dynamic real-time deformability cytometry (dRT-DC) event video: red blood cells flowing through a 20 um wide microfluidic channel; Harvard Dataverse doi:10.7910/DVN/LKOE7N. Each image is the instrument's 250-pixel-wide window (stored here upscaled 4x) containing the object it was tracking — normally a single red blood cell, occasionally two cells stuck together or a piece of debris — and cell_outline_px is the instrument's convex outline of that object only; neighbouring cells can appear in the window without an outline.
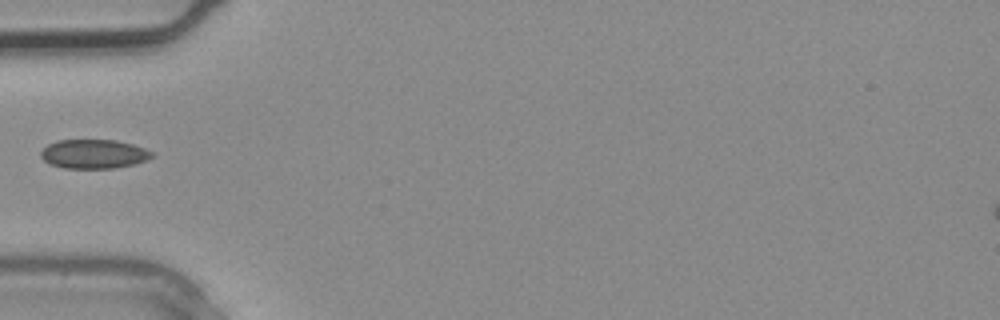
{"species": "common noctule bat (a hibernating species)", "species_latin": "Nyctalus noctula", "temperature_condition": "warm", "stored_images_in_passage": 1, "camera_frame_rate_fps": 3000, "um_per_image_px": 0.085, "animal": {"sex": "male", "body_mass_g": 20.4}, "frame": {"image": 1, "passage_image": 1, "time_ms": 0.0, "image_size_px": [1000, 320], "cell_outline_px": [[156, 156], [132, 164], [112, 168], [64, 168], [52, 164], [44, 160], [40, 156], [40, 152], [48, 144], [56, 140], [116, 140], [132, 144], [144, 148], [152, 152]], "centroid_in_image_um": [7.96, 13.08], "position_along_channel_um": 77.0, "area_um2": 18.67}}